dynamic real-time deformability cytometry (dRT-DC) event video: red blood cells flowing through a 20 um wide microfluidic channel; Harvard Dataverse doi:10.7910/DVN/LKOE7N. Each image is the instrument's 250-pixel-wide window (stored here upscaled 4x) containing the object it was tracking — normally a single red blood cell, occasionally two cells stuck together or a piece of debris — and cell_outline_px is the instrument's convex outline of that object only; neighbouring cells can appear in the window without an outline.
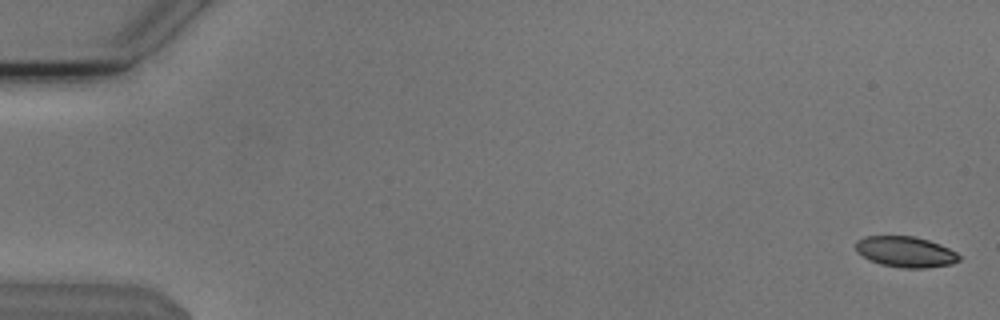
{"species": "Egyptian fruit bat (a non-hibernating species)", "species_latin": "Rousettus aegyptiacus", "temperature_condition": "cold", "stored_images_in_passage": 5, "camera_frame_rate_fps": 3000, "um_per_image_px": 0.085, "animal": {"sex": "male"}, "frame": {"image": 1, "passage_image": 1, "time_ms": 0.0, "image_size_px": [1000, 320], "cell_outline_px": [[960, 260], [952, 264], [924, 268], [904, 268], [880, 264], [868, 260], [856, 252], [856, 240], [864, 236], [916, 236], [940, 244], [956, 252], [960, 256]], "centroid_in_image_um": [76.95, 21.4], "position_along_channel_um": 8.1, "area_um2": 18.67}}